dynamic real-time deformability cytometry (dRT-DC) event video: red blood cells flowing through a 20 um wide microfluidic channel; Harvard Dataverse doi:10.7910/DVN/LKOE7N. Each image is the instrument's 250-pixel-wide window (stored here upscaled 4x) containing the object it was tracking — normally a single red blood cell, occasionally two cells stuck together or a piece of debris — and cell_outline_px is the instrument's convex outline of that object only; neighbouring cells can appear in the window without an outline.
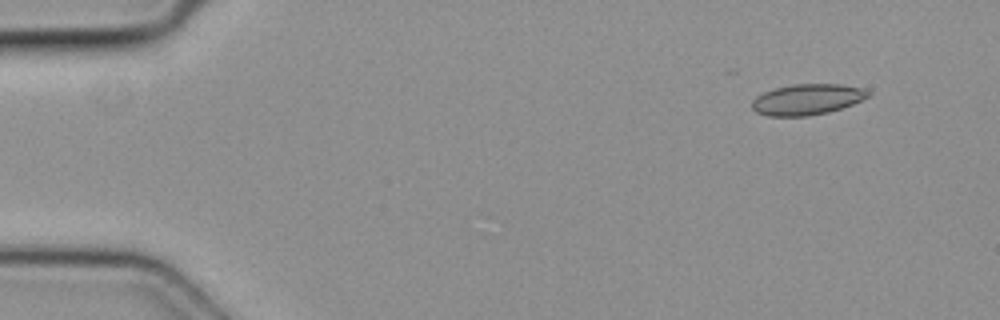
{"species": "common noctule bat (a hibernating species)", "species_latin": "Nyctalus noctula", "temperature_condition": "cold", "stored_images_in_passage": 5, "camera_frame_rate_fps": 3000, "um_per_image_px": 0.085, "animal": {"sex": "female", "body_mass_g": 19.3, "forearm_length_mm": 54.1}, "frame": {"image": 1, "passage_image": 2, "time_ms": 0.333, "image_size_px": [1000, 320], "cell_outline_px": [[872, 92], [868, 96], [852, 104], [828, 112], [808, 116], [768, 116], [756, 112], [752, 108], [752, 100], [756, 96], [764, 92], [776, 88], [796, 84], [840, 84], [864, 88]], "centroid_in_image_um": [68.6, 8.45], "position_along_channel_um": 16.4, "area_um2": 20.75}}
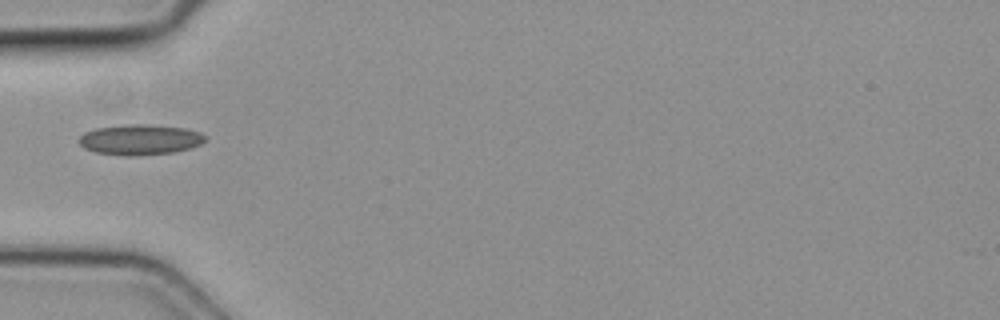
{"frame": {"image": 2, "passage_image": 5, "time_ms": 1.333, "image_size_px": [1000, 320], "cell_outline_px": [[204, 140], [200, 144], [192, 148], [172, 152], [96, 152], [84, 148], [80, 144], [80, 136], [84, 132], [96, 128], [128, 124], [148, 124], [188, 128], [200, 132], [204, 136]], "centroid_in_image_um": [11.94, 11.79], "position_along_channel_um": 73.1, "area_um2": 21.15}}